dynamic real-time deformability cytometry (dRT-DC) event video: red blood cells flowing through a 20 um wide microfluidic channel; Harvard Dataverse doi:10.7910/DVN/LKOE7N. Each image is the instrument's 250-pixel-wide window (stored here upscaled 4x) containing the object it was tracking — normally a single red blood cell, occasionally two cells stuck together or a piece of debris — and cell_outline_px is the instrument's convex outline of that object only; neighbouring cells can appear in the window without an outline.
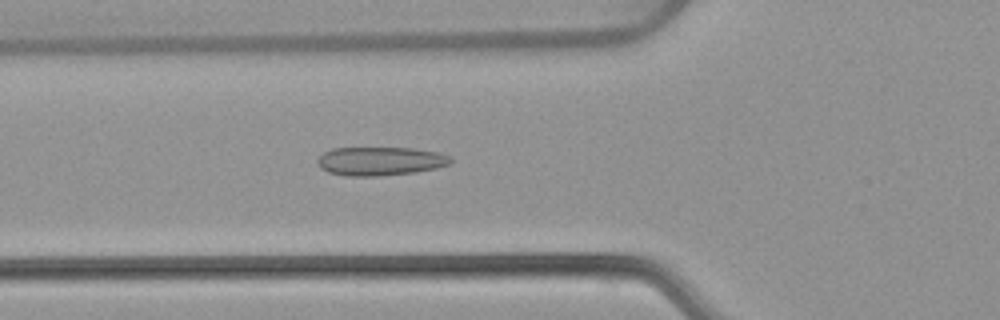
{"species": "common noctule bat (a hibernating species)", "species_latin": "Nyctalus noctula", "temperature_condition": "warm", "stored_images_in_passage": 52, "camera_frame_rate_fps": 3000, "um_per_image_px": 0.085, "animal": {"sex": "female", "body_mass_g": 22.7, "forearm_length_mm": 54.2}, "frame": {"image": 1, "passage_image": 19, "time_ms": 6.0, "image_size_px": [1000, 320], "cell_outline_px": [[452, 164], [436, 168], [416, 172], [380, 176], [348, 176], [328, 172], [320, 168], [316, 164], [316, 160], [324, 152], [332, 148], [412, 148], [440, 152], [452, 156]], "centroid_in_image_um": [32.34, 13.7], "position_along_channel_um": 93.5, "area_um2": 22.54}}
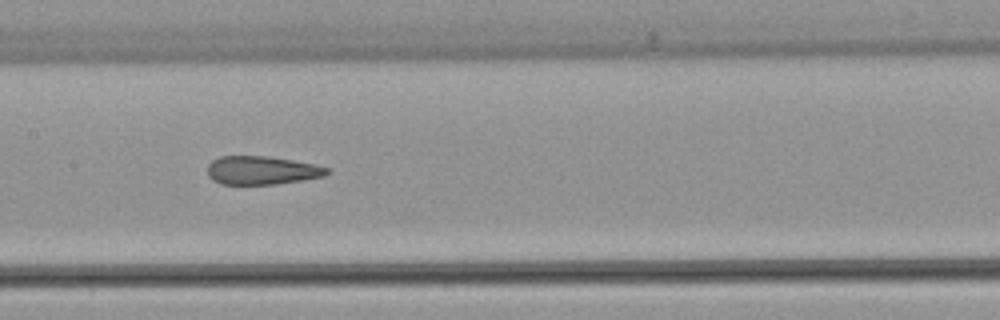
{"frame": {"image": 2, "passage_image": 26, "time_ms": 8.333, "image_size_px": [1000, 320], "cell_outline_px": [[328, 172], [324, 176], [276, 184], [220, 184], [212, 180], [208, 176], [208, 164], [212, 160], [220, 156], [268, 156], [316, 164], [328, 168]], "centroid_in_image_um": [22.22, 14.47], "position_along_channel_um": 185.2, "area_um2": 19.77}}
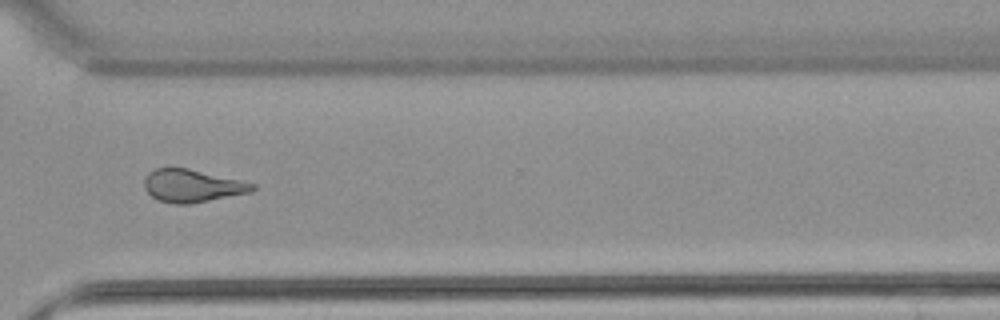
{"frame": {"image": 3, "passage_image": 39, "time_ms": 12.667, "image_size_px": [1000, 320], "cell_outline_px": [[256, 188], [252, 192], [188, 204], [172, 204], [160, 200], [152, 196], [144, 188], [144, 180], [148, 172], [156, 168], [188, 168], [244, 180], [256, 184]], "centroid_in_image_um": [16.37, 15.78], "position_along_channel_um": 354.2, "area_um2": 20.75}, "authors_computed_cell_mechanics": {"area_um2": 21.4149, "velocity_mm_per_s": 3.9031, "shape_relaxation_time_tau1_ms": null, "shape_relaxation_time_tau2_ms": 1.9719, "deformation_change_tau1": null, "deformation_change_tau2": 0.0911}}